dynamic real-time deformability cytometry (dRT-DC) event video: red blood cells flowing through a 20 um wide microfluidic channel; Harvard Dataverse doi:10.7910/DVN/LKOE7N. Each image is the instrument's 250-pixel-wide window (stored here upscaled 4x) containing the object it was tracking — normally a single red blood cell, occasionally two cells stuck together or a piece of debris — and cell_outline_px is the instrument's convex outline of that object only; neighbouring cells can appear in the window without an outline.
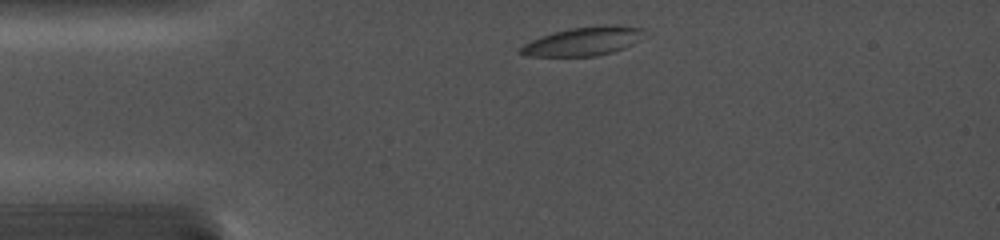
{"species": "common noctule bat (a hibernating species)", "species_latin": "Nyctalus noctula", "temperature_condition": "cold", "stored_images_in_passage": 4, "camera_frame_rate_fps": 5000, "um_per_image_px": 0.085, "animal": {"sex": "female", "body_mass_g": 19.0, "forearm_length_mm": 56.7}, "frame": {"image": 1, "passage_image": 1, "time_ms": 0.0, "image_size_px": [1000, 240], "cell_outline_px": [[644, 28], [632, 44], [624, 48], [612, 52], [596, 56], [528, 56], [520, 52], [520, 48], [524, 44], [540, 36], [552, 32], [572, 28], [604, 24], [616, 24]], "centroid_in_image_um": [49.54, 3.5], "position_along_channel_um": 35.5, "area_um2": 20.4}}
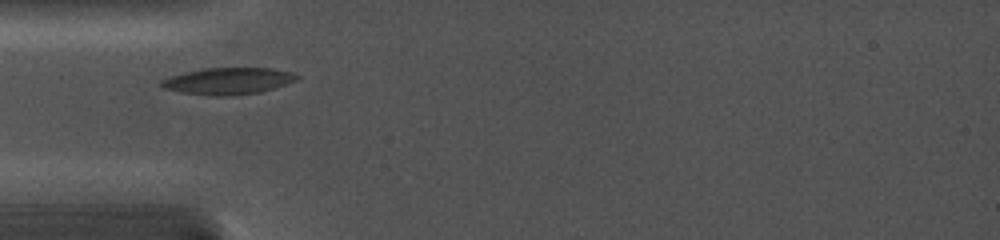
{"frame": {"image": 2, "passage_image": 3, "time_ms": 1.8, "image_size_px": [1000, 240], "cell_outline_px": [[300, 76], [296, 80], [260, 92], [232, 96], [212, 96], [180, 92], [164, 88], [160, 84], [160, 80], [184, 72], [204, 68], [272, 68], [292, 72]], "centroid_in_image_um": [19.37, 6.89], "position_along_channel_um": 65.6, "area_um2": 21.04}}